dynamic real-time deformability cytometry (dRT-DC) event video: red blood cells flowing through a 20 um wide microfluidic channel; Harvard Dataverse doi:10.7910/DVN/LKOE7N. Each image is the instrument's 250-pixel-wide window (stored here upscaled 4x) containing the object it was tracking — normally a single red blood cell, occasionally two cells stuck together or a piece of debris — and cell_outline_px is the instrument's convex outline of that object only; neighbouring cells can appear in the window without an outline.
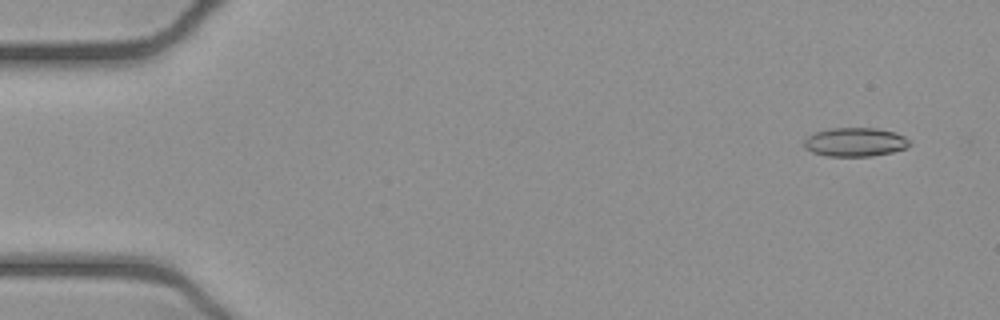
{"species": "common noctule bat (a hibernating species)", "species_latin": "Nyctalus noctula", "temperature_condition": "cold", "stored_images_in_passage": 51, "camera_frame_rate_fps": 3000, "um_per_image_px": 0.085, "animal": {"sex": "female", "body_mass_g": 21.9}, "frame": {"image": 1, "passage_image": 2, "time_ms": 0.333, "image_size_px": [1000, 320], "cell_outline_px": [[912, 144], [904, 148], [892, 152], [872, 156], [828, 156], [812, 152], [804, 144], [804, 140], [808, 136], [816, 132], [832, 128], [876, 128], [892, 132], [904, 136], [912, 140]], "centroid_in_image_um": [72.72, 12.08], "position_along_channel_um": 12.3, "area_um2": 17.57}}
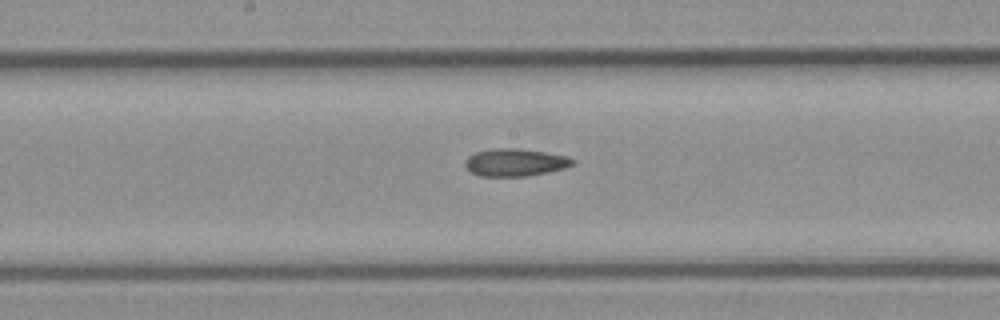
{"frame": {"image": 2, "passage_image": 26, "time_ms": 8.333, "image_size_px": [1000, 320], "cell_outline_px": [[576, 164], [564, 168], [548, 172], [528, 176], [480, 176], [472, 172], [464, 164], [464, 160], [468, 156], [476, 152], [492, 148], [516, 148], [544, 152], [568, 156], [576, 160]], "centroid_in_image_um": [43.81, 13.8], "position_along_channel_um": 204.4, "area_um2": 17.34}}
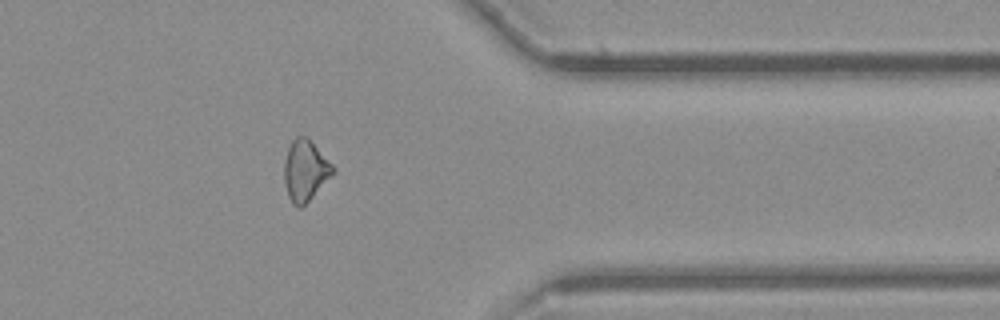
{"frame": {"image": 3, "passage_image": 41, "time_ms": 13.333, "image_size_px": [1000, 320], "cell_outline_px": [[336, 172], [300, 208], [296, 208], [292, 204], [288, 196], [284, 184], [284, 160], [288, 148], [292, 140], [296, 136], [308, 136], [336, 168]], "centroid_in_image_um": [25.95, 14.47], "position_along_channel_um": 385.5, "area_um2": 17.51}}